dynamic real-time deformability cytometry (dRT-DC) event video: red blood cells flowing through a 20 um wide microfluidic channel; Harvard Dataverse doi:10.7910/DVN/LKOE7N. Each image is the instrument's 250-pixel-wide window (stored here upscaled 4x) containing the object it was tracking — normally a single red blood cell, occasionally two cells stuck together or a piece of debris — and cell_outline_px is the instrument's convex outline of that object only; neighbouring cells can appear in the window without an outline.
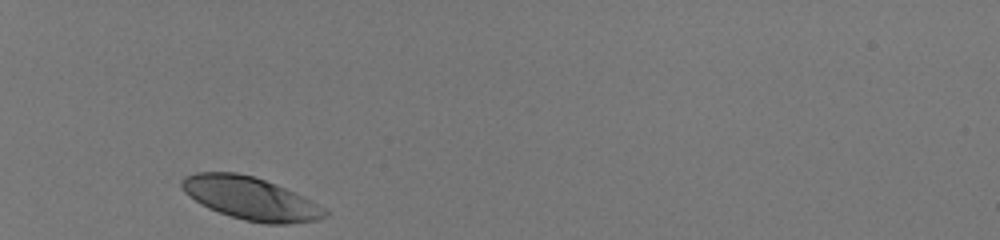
{"species": "human", "species_latin": "Homo sapiens", "temperature_condition": "room temperature", "stored_images_in_passage": 29, "camera_frame_rate_fps": 3000, "um_per_image_px": 0.085, "donor": {"sex": "male"}, "frame": {"image": 1, "passage_image": 1, "time_ms": 0.0, "image_size_px": [1000, 240], "cell_outline_px": [[328, 216], [320, 220], [288, 224], [264, 224], [244, 220], [208, 208], [200, 204], [188, 196], [184, 192], [180, 184], [180, 180], [184, 176], [196, 172], [236, 172], [252, 176], [264, 180], [284, 188], [324, 208], [328, 212]], "centroid_in_image_um": [21.25, 16.87], "position_along_channel_um": 63.8, "area_um2": 35.43}}
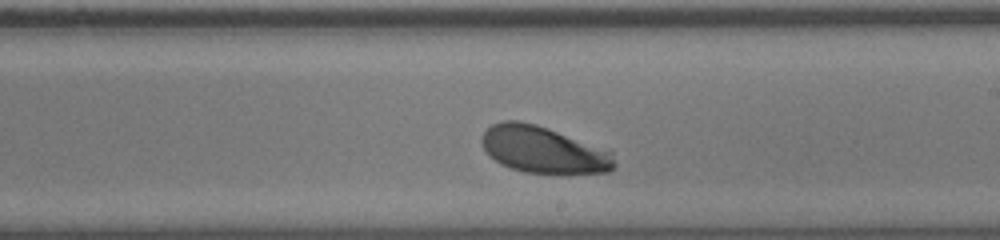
{"frame": {"image": 2, "passage_image": 17, "time_ms": 5.333, "image_size_px": [1000, 240], "cell_outline_px": [[616, 164], [608, 172], [524, 172], [500, 164], [484, 148], [480, 140], [484, 132], [492, 124], [504, 120], [520, 120], [536, 124], [612, 152]], "centroid_in_image_um": [46.14, 12.71], "position_along_channel_um": 242.9, "area_um2": 35.2}}
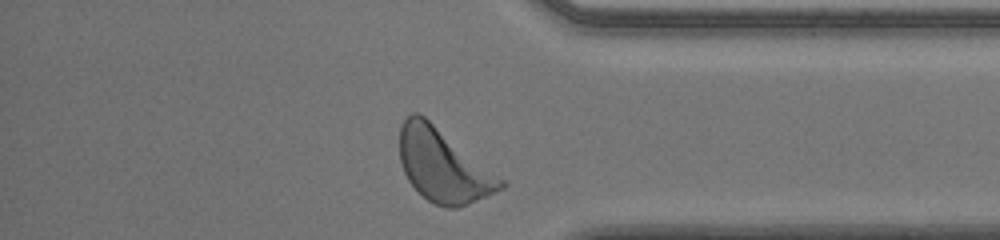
{"frame": {"image": 3, "passage_image": 29, "time_ms": 9.333, "image_size_px": [1000, 240], "cell_outline_px": [[508, 184], [504, 188], [468, 204], [456, 208], [448, 208], [436, 204], [428, 200], [408, 180], [404, 172], [400, 160], [400, 124], [412, 112], [416, 112], [424, 116], [504, 180]], "centroid_in_image_um": [37.66, 14.07], "position_along_channel_um": 397.5, "area_um2": 42.25}, "authors_computed_cell_mechanics": {"area_um2": 36.2984, "velocity_mm_per_s": 3.9403, "shape_relaxation_time_tau1_ms": 0.6327, "shape_relaxation_time_tau2_ms": null, "deformation_change_tau1": 0.0986, "deformation_change_tau2": null}}